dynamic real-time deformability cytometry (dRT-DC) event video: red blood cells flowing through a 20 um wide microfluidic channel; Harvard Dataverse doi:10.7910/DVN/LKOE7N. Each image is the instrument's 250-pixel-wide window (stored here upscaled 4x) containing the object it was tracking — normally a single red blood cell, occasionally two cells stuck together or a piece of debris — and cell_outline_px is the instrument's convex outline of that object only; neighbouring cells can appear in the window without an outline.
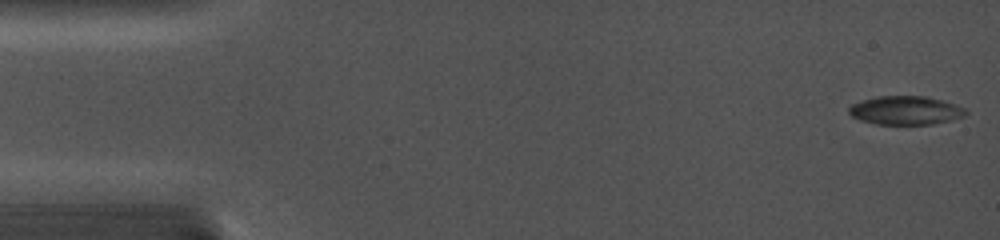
{"species": "common noctule bat (a hibernating species)", "species_latin": "Nyctalus noctula", "temperature_condition": "cold", "stored_images_in_passage": 8, "camera_frame_rate_fps": 5000, "um_per_image_px": 0.085, "animal": {"sex": "female", "body_mass_g": 19.0, "forearm_length_mm": 56.7}, "frame": {"image": 1, "passage_image": 1, "time_ms": 0.0, "image_size_px": [1000, 240], "cell_outline_px": [[968, 112], [964, 116], [952, 120], [932, 124], [876, 124], [860, 120], [852, 116], [848, 112], [848, 108], [852, 104], [860, 100], [876, 96], [924, 96], [940, 100], [964, 108]], "centroid_in_image_um": [76.93, 9.38], "position_along_channel_um": 8.1, "area_um2": 19.42}}